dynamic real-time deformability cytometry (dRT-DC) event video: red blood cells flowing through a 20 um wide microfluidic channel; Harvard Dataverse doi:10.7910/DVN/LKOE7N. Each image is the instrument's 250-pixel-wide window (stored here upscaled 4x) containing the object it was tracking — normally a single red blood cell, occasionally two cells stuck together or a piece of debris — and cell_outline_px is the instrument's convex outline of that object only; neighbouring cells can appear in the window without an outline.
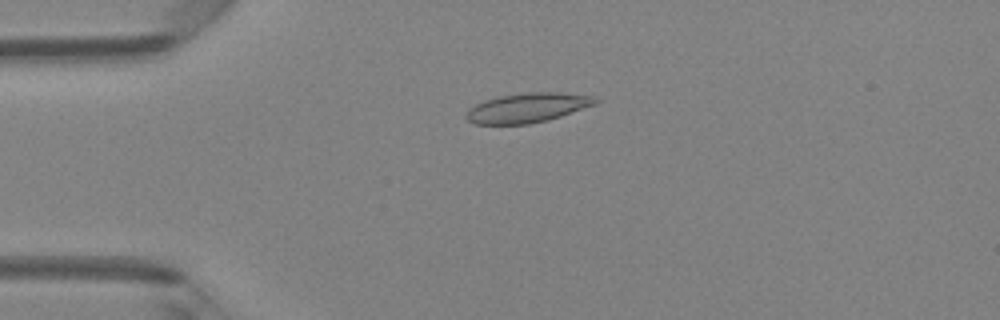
{"species": "Egyptian fruit bat (a non-hibernating species)", "species_latin": "Rousettus aegyptiacus", "temperature_condition": "room temperature", "stored_images_in_passage": 49, "camera_frame_rate_fps": 3000, "um_per_image_px": 0.085, "animal": {"sex": "female"}, "frame": {"image": 1, "passage_image": 12, "time_ms": 3.667, "image_size_px": [1000, 320], "cell_outline_px": [[600, 100], [596, 104], [548, 120], [528, 124], [472, 124], [464, 116], [468, 108], [484, 100], [500, 96], [528, 92], [560, 92], [596, 96]], "centroid_in_image_um": [44.83, 9.15], "position_along_channel_um": 40.2, "area_um2": 22.37}}
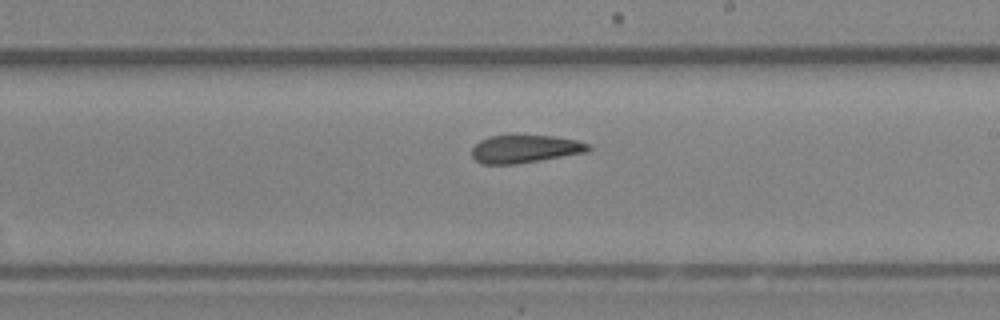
{"frame": {"image": 2, "passage_image": 29, "time_ms": 9.333, "image_size_px": [1000, 320], "cell_outline_px": [[592, 148], [588, 152], [516, 164], [484, 164], [476, 160], [472, 156], [472, 148], [480, 140], [492, 136], [552, 136], [576, 140], [588, 144]], "centroid_in_image_um": [44.64, 12.67], "position_along_channel_um": 244.4, "area_um2": 18.67}}
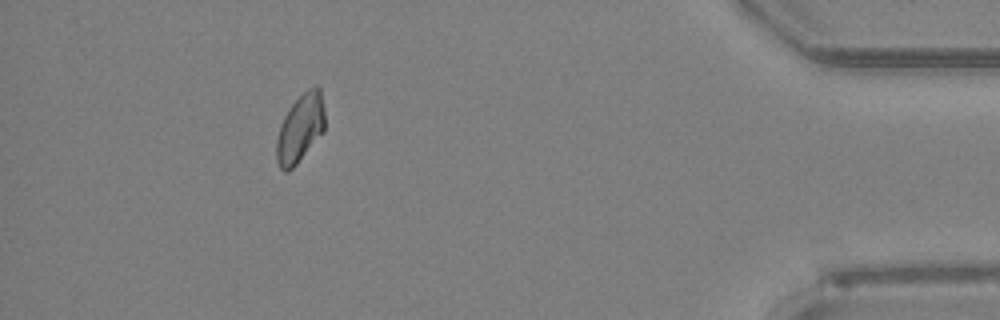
{"frame": {"image": 3, "passage_image": 45, "time_ms": 14.667, "image_size_px": [1000, 320], "cell_outline_px": [[324, 132], [296, 164], [288, 172], [284, 172], [280, 168], [276, 160], [276, 140], [280, 124], [284, 116], [292, 104], [308, 88], [316, 84], [320, 88], [324, 108]], "centroid_in_image_um": [25.51, 10.91], "position_along_channel_um": 409.7, "area_um2": 19.25}, "authors_computed_cell_mechanics": {"area_um2": 20.1144, "velocity_mm_per_s": 4.1093, "shape_relaxation_time_tau1_ms": null, "shape_relaxation_time_tau2_ms": 1.3555, "deformation_change_tau1": null, "deformation_change_tau2": 0.0626}}